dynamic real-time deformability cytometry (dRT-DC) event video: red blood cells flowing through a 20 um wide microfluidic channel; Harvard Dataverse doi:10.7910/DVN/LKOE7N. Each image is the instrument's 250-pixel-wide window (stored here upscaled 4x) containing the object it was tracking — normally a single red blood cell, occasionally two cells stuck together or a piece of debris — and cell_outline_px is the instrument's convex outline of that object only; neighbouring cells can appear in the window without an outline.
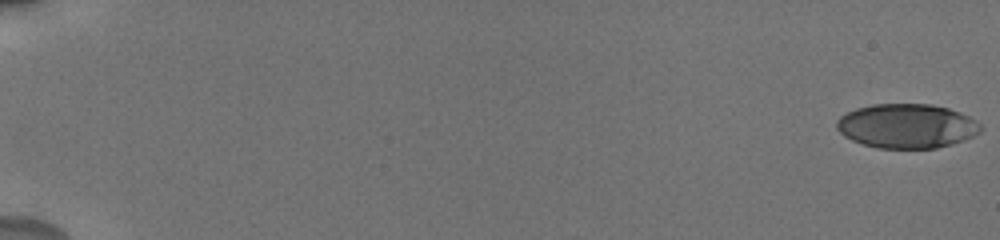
{"species": "human", "species_latin": "Homo sapiens", "temperature_condition": "cold", "stored_images_in_passage": 42, "camera_frame_rate_fps": 3000, "um_per_image_px": 0.085, "donor": {"sex": "male"}, "frame": {"image": 1, "passage_image": 1, "time_ms": 0.0, "image_size_px": [1000, 240], "cell_outline_px": [[980, 132], [964, 140], [936, 148], [876, 148], [852, 140], [844, 136], [836, 128], [836, 120], [840, 116], [856, 108], [872, 104], [932, 104], [948, 108], [960, 112], [968, 116], [980, 124]], "centroid_in_image_um": [77.05, 10.7], "position_along_channel_um": 8.0, "area_um2": 37.11}}
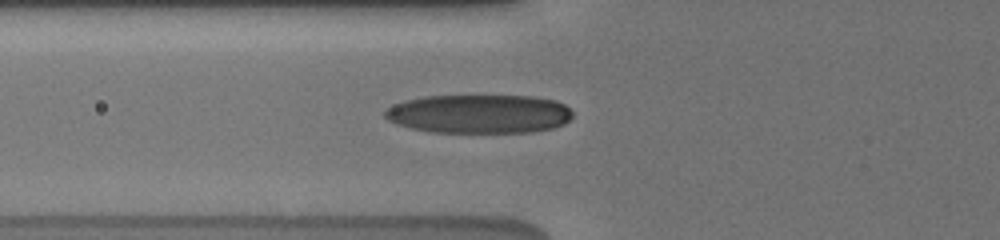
{"frame": {"image": 2, "passage_image": 33, "time_ms": 7.333, "image_size_px": [1000, 240], "cell_outline_px": [[572, 116], [564, 124], [552, 128], [532, 132], [432, 132], [412, 128], [396, 124], [388, 120], [384, 116], [384, 112], [392, 104], [404, 100], [424, 96], [532, 96], [556, 100], [564, 104], [572, 112]], "centroid_in_image_um": [40.71, 9.67], "position_along_channel_um": 85.1, "area_um2": 42.54}}
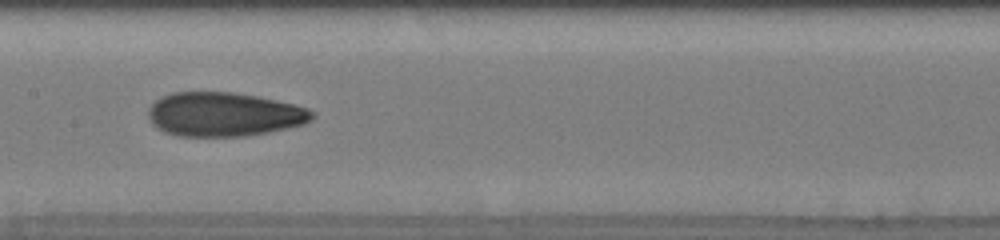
{"frame": {"image": 3, "passage_image": 41, "time_ms": 10.0, "image_size_px": [1000, 240], "cell_outline_px": [[316, 116], [312, 120], [304, 124], [268, 132], [244, 136], [176, 136], [164, 132], [156, 128], [152, 124], [148, 116], [148, 108], [160, 96], [172, 92], [236, 92], [296, 104], [308, 108], [316, 112]], "centroid_in_image_um": [19.04, 9.71], "position_along_channel_um": 188.4, "area_um2": 42.48}}